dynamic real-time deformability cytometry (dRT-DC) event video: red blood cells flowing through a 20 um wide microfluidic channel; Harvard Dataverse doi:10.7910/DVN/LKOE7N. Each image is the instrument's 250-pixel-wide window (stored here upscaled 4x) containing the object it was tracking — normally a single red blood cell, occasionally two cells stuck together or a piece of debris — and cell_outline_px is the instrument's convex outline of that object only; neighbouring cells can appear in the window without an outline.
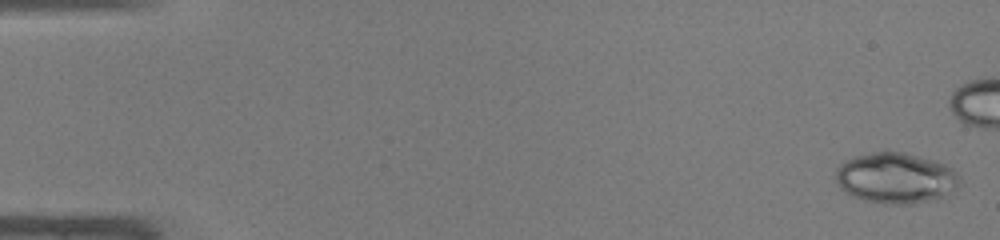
{"species": "common noctule bat (a hibernating species)", "species_latin": "Nyctalus noctula", "temperature_condition": "warm", "stored_images_in_passage": 48, "camera_frame_rate_fps": 3000, "um_per_image_px": 0.085, "animal": {"sex": "male", "body_mass_g": 19.0, "forearm_length_mm": 50.8}, "frame": {"image": 1, "passage_image": 1, "time_ms": 0.0, "image_size_px": [1000, 240], "cell_outline_px": [[960, 180], [956, 184], [936, 200], [912, 204], [884, 204], [864, 200], [852, 196], [844, 192], [840, 188], [836, 180], [836, 168], [840, 164], [856, 156], [884, 148], [904, 152], [936, 160], [952, 168], [960, 176]], "centroid_in_image_um": [76.09, 15.1], "position_along_channel_um": 8.9, "area_um2": 36.99}}
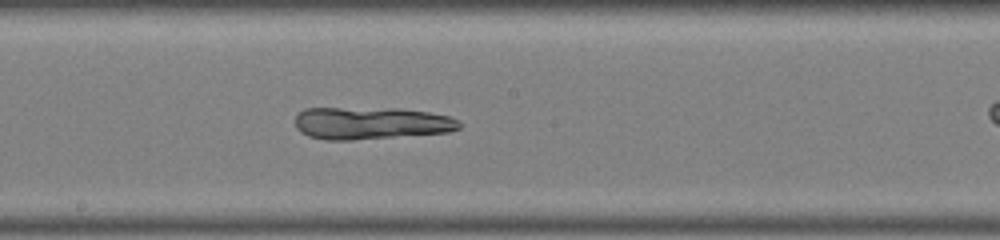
{"frame": {"image": 2, "passage_image": 26, "time_ms": 8.333, "image_size_px": [1000, 240], "cell_outline_px": [[460, 128], [448, 132], [352, 140], [324, 140], [308, 136], [300, 132], [296, 128], [296, 116], [304, 108], [396, 108], [428, 112], [452, 116], [460, 120]], "centroid_in_image_um": [31.53, 10.46], "position_along_channel_um": 216.7, "area_um2": 31.1}}
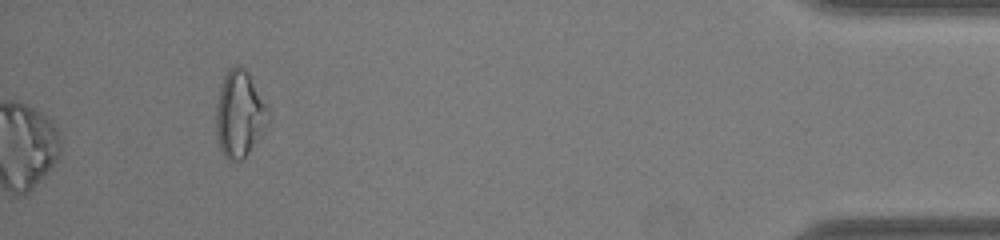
{"frame": {"image": 3, "passage_image": 48, "time_ms": 15.667, "image_size_px": [1000, 240], "cell_outline_px": [[272, 120], [244, 160], [232, 160], [224, 156], [220, 148], [216, 132], [216, 104], [220, 84], [228, 68], [236, 64], [240, 64], [248, 72], [272, 112]], "centroid_in_image_um": [20.41, 9.67], "position_along_channel_um": 414.8, "area_um2": 27.11}}